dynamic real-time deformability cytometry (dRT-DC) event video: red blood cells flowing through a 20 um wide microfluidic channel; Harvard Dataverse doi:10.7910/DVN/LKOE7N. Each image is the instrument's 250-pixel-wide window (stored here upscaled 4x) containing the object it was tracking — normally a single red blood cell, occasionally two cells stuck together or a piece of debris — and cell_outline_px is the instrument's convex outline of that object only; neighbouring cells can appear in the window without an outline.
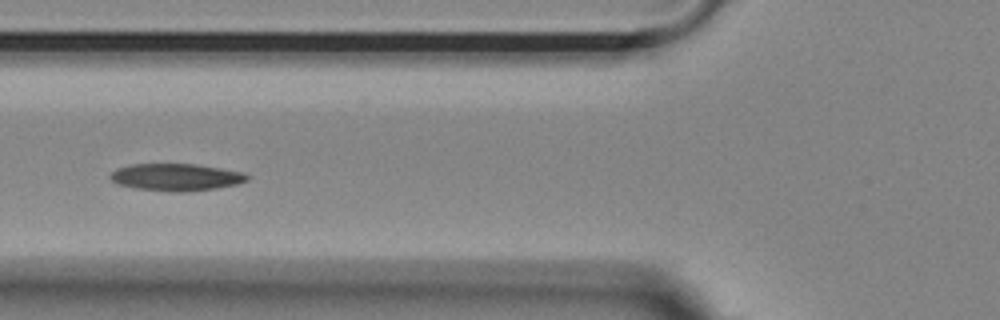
{"species": "Egyptian fruit bat (a non-hibernating species)", "species_latin": "Rousettus aegyptiacus", "temperature_condition": "room temperature", "stored_images_in_passage": 25, "camera_frame_rate_fps": 3000, "um_per_image_px": 0.085, "animal": {"sex": "female"}, "frame": {"image": 1, "passage_image": 11, "time_ms": 3.333, "image_size_px": [1000, 320], "cell_outline_px": [[252, 176], [248, 180], [236, 184], [216, 188], [184, 192], [172, 192], [136, 188], [116, 184], [108, 176], [116, 168], [132, 164], [196, 164], [244, 172]], "centroid_in_image_um": [14.97, 15.06], "position_along_channel_um": 110.8, "area_um2": 21.79}}